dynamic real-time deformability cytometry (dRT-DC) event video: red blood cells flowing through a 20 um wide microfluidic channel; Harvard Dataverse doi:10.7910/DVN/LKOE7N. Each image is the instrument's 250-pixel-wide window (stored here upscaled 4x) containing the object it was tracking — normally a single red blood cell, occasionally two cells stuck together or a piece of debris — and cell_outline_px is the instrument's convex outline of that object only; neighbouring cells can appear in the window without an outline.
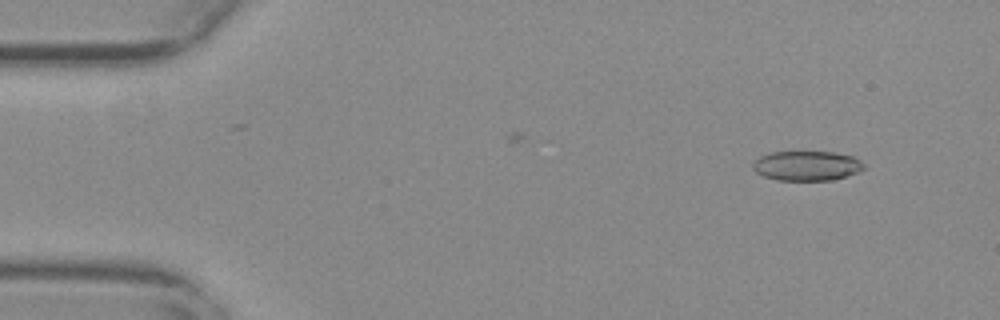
{"species": "common noctule bat (a hibernating species)", "species_latin": "Nyctalus noctula", "temperature_condition": "warm", "stored_images_in_passage": 52, "camera_frame_rate_fps": 3000, "um_per_image_px": 0.085, "animal": {"sex": "female", "body_mass_g": 29.2, "forearm_length_mm": 56.3}, "frame": {"image": 1, "passage_image": 6, "time_ms": 1.667, "image_size_px": [1000, 320], "cell_outline_px": [[864, 168], [860, 172], [832, 180], [776, 180], [764, 176], [756, 172], [752, 168], [752, 164], [760, 156], [768, 152], [832, 152], [852, 156], [860, 160], [864, 164]], "centroid_in_image_um": [68.57, 14.09], "position_along_channel_um": 16.4, "area_um2": 19.25}}
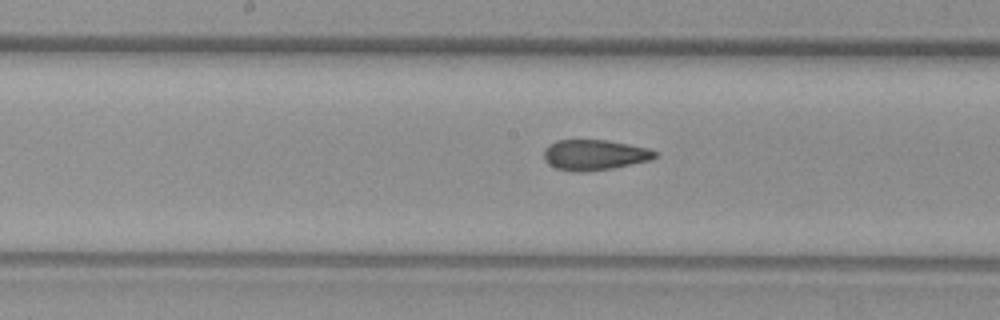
{"frame": {"image": 2, "passage_image": 29, "time_ms": 9.333, "image_size_px": [1000, 320], "cell_outline_px": [[660, 156], [652, 160], [612, 168], [580, 172], [576, 172], [556, 168], [548, 164], [544, 160], [544, 148], [548, 144], [556, 140], [604, 140], [628, 144], [648, 148], [660, 152]], "centroid_in_image_um": [50.56, 13.16], "position_along_channel_um": 197.6, "area_um2": 19.94}}
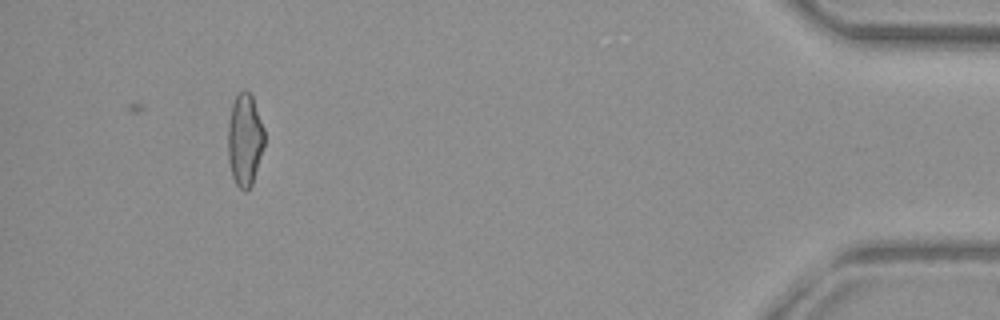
{"frame": {"image": 3, "passage_image": 52, "time_ms": 17.0, "image_size_px": [1000, 320], "cell_outline_px": [[264, 144], [252, 184], [244, 192], [236, 184], [232, 176], [228, 160], [228, 124], [232, 100], [236, 92], [244, 88], [252, 96], [264, 128]], "centroid_in_image_um": [20.78, 11.82], "position_along_channel_um": 414.4, "area_um2": 19.77}, "authors_computed_cell_mechanics": {"area_um2": 19.8543, "velocity_mm_per_s": 3.7453, "shape_relaxation_time_tau1_ms": null, "shape_relaxation_time_tau2_ms": 1.7989, "deformation_change_tau1": null, "deformation_change_tau2": 0.0897}}